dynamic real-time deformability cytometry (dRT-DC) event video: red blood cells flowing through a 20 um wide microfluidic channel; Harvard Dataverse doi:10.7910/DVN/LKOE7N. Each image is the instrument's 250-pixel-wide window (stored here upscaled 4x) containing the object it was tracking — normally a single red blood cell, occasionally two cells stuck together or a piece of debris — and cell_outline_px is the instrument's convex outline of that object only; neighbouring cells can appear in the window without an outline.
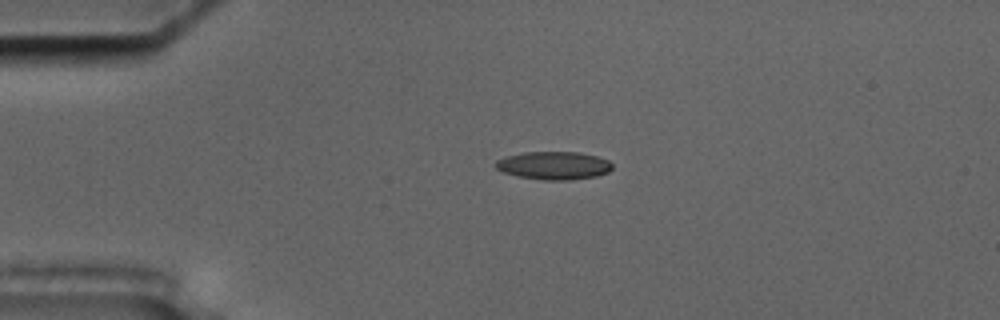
{"species": "common noctule bat (a hibernating species)", "species_latin": "Nyctalus noctula", "temperature_condition": "cold", "stored_images_in_passage": 45, "camera_frame_rate_fps": 3000, "um_per_image_px": 0.085, "animal": {"sex": "male", "body_mass_g": 17.5, "forearm_length_mm": 52.3}, "frame": {"image": 1, "passage_image": 1, "time_ms": 0.0, "image_size_px": [1000, 320], "cell_outline_px": [[612, 168], [608, 172], [596, 176], [572, 180], [544, 180], [516, 176], [504, 172], [496, 168], [496, 160], [508, 156], [524, 152], [580, 152], [596, 156], [608, 160], [612, 164]], "centroid_in_image_um": [47.09, 14.07], "position_along_channel_um": 37.9, "area_um2": 19.02}}
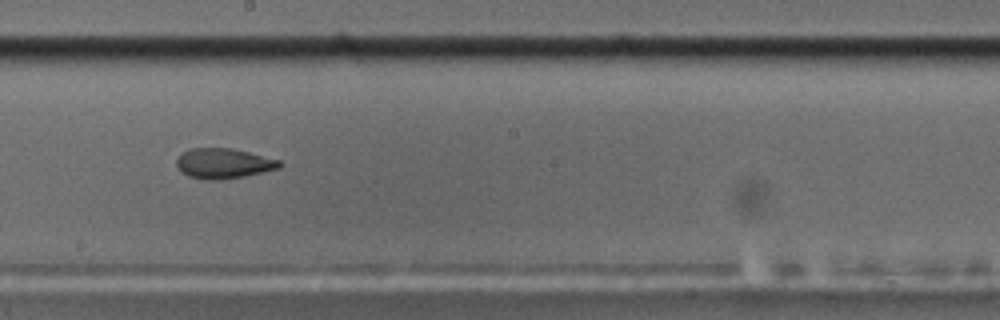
{"frame": {"image": 2, "passage_image": 20, "time_ms": 6.333, "image_size_px": [1000, 320], "cell_outline_px": [[284, 164], [280, 168], [264, 172], [244, 176], [220, 180], [204, 180], [188, 176], [180, 172], [176, 164], [176, 160], [180, 152], [188, 148], [232, 148], [280, 160]], "centroid_in_image_um": [18.97, 13.89], "position_along_channel_um": 229.2, "area_um2": 18.44}}
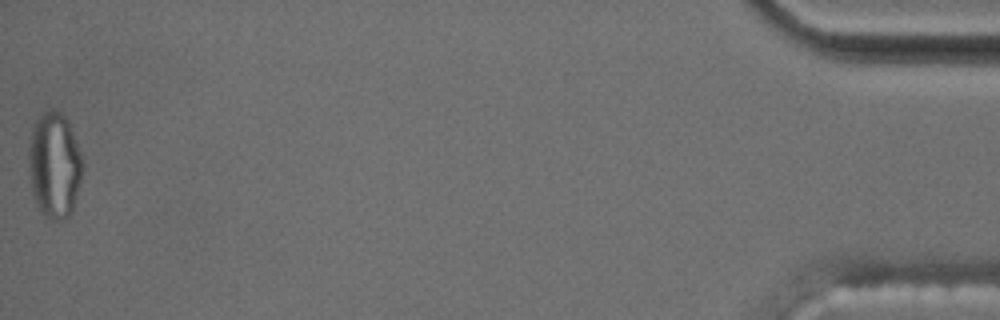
{"frame": {"image": 3, "passage_image": 45, "time_ms": 14.667, "image_size_px": [1000, 320], "cell_outline_px": [[80, 180], [72, 208], [68, 216], [60, 220], [52, 220], [36, 204], [32, 192], [28, 168], [28, 148], [32, 128], [36, 120], [44, 112], [52, 108], [60, 112], [68, 120], [80, 152]], "centroid_in_image_um": [4.58, 13.99], "position_along_channel_um": 430.6, "area_um2": 32.6}, "authors_computed_cell_mechanics": {"area_um2": 19.0162, "velocity_mm_per_s": 3.5498, "shape_relaxation_time_tau1_ms": null, "shape_relaxation_time_tau2_ms": 2.4141, "deformation_change_tau1": null, "deformation_change_tau2": 0.0898}}